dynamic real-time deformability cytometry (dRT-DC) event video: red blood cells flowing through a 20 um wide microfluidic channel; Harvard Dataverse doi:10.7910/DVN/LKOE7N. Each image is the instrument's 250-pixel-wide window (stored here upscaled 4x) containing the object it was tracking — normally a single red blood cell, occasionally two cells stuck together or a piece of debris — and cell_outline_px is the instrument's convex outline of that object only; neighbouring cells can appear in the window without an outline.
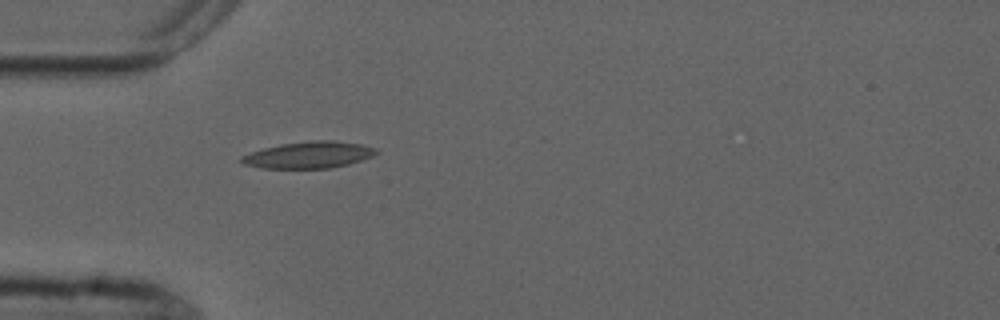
{"species": "common noctule bat (a hibernating species)", "species_latin": "Nyctalus noctula", "temperature_condition": "cold", "stored_images_in_passage": 1, "camera_frame_rate_fps": 3000, "um_per_image_px": 0.085, "animal": {"sex": "male", "forearm_length_mm": 52.5}, "frame": {"image": 1, "passage_image": 1, "time_ms": 0.0, "image_size_px": [1000, 320], "cell_outline_px": [[376, 152], [372, 156], [348, 164], [328, 168], [264, 168], [244, 164], [240, 160], [240, 156], [264, 148], [280, 144], [308, 140], [332, 140], [360, 144], [376, 148]], "centroid_in_image_um": [26.22, 13.16], "position_along_channel_um": 58.8, "area_um2": 20.69}}